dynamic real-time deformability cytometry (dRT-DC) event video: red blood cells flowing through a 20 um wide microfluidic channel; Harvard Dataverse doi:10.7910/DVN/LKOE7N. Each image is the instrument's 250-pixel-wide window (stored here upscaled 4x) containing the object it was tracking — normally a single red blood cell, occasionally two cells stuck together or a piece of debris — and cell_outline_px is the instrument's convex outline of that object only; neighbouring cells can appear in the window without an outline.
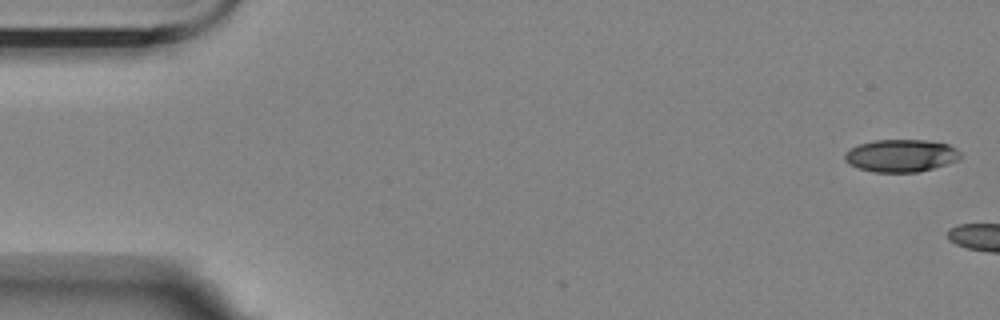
{"species": "Egyptian fruit bat (a non-hibernating species)", "species_latin": "Rousettus aegyptiacus", "temperature_condition": "room temperature", "stored_images_in_passage": 5, "camera_frame_rate_fps": 3000, "um_per_image_px": 0.085, "animal": {"sex": "female"}, "frame": {"image": 1, "passage_image": 1, "time_ms": 0.0, "image_size_px": [1000, 320], "cell_outline_px": [[960, 156], [956, 160], [920, 172], [872, 172], [848, 164], [844, 160], [844, 152], [860, 144], [872, 140], [928, 140], [948, 144], [956, 148], [960, 152]], "centroid_in_image_um": [76.55, 13.22], "position_along_channel_um": 8.5, "area_um2": 21.85}}